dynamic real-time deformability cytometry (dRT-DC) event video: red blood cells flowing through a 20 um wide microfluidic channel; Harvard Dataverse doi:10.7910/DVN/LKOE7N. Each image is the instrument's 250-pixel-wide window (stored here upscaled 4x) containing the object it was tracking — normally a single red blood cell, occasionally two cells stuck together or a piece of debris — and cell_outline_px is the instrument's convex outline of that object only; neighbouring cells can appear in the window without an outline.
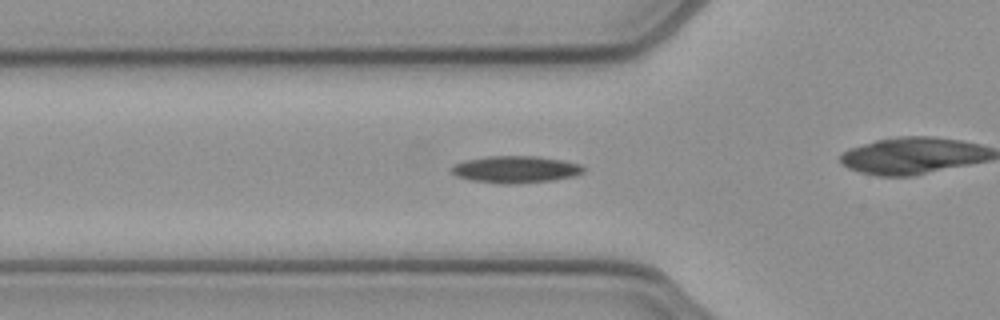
{"species": "common noctule bat (a hibernating species)", "species_latin": "Nyctalus noctula", "temperature_condition": "cold", "stored_images_in_passage": 29, "camera_frame_rate_fps": 3000, "um_per_image_px": 0.085, "animal": {"sex": "female", "body_mass_g": 21.9}, "frame": {"image": 1, "passage_image": 6, "time_ms": 1.667, "image_size_px": [1000, 320], "cell_outline_px": [[584, 172], [576, 176], [552, 180], [516, 184], [500, 184], [472, 180], [456, 176], [448, 168], [452, 164], [464, 160], [488, 156], [540, 156], [580, 164], [584, 168]], "centroid_in_image_um": [43.79, 14.4], "position_along_channel_um": 82.0, "area_um2": 20.98}}
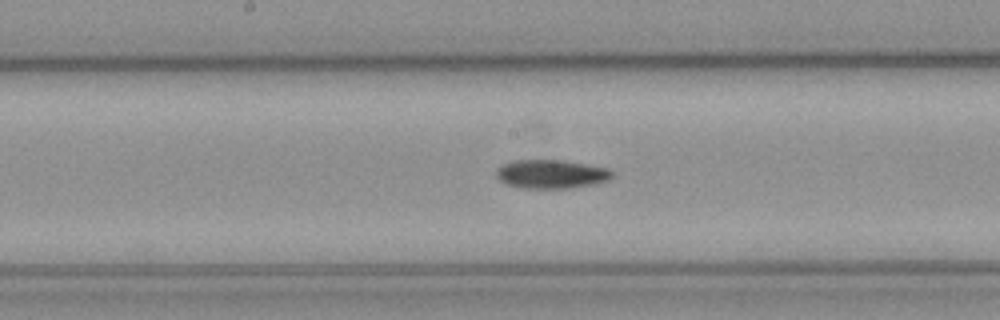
{"frame": {"image": 2, "passage_image": 15, "time_ms": 4.667, "image_size_px": [1000, 320], "cell_outline_px": [[612, 176], [608, 180], [596, 184], [568, 188], [524, 188], [508, 184], [500, 180], [496, 176], [496, 172], [500, 164], [512, 160], [564, 160], [608, 168], [612, 172]], "centroid_in_image_um": [46.84, 14.78], "position_along_channel_um": 201.4, "area_um2": 19.42}}
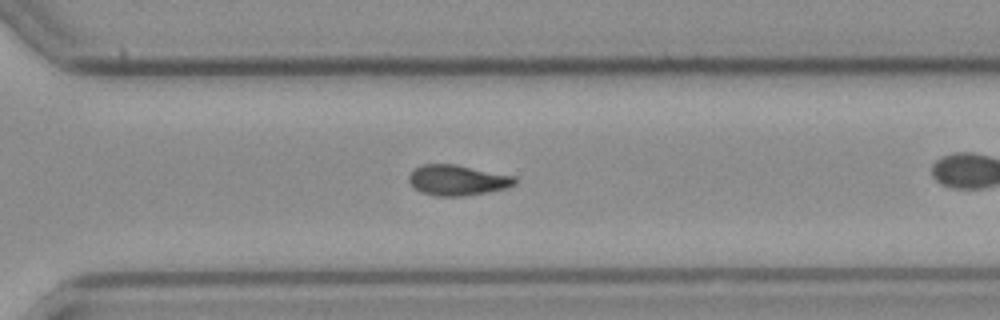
{"frame": {"image": 3, "passage_image": 25, "time_ms": 8.0, "image_size_px": [1000, 320], "cell_outline_px": [[516, 184], [504, 188], [488, 192], [464, 196], [436, 196], [420, 192], [408, 180], [408, 176], [420, 164], [456, 164], [516, 176]], "centroid_in_image_um": [38.89, 15.31], "position_along_channel_um": 331.7, "area_um2": 18.84}}